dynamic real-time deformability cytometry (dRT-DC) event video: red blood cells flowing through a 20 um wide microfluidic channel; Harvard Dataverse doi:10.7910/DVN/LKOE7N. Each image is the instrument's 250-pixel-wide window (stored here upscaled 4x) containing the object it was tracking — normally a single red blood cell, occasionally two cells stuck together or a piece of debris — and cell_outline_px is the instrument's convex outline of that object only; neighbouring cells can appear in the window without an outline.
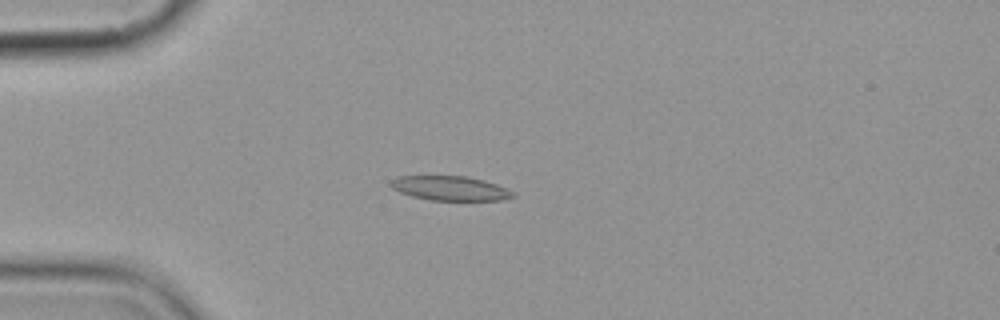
{"species": "common noctule bat (a hibernating species)", "species_latin": "Nyctalus noctula", "temperature_condition": "cold", "stored_images_in_passage": 4, "camera_frame_rate_fps": 3000, "um_per_image_px": 0.085, "animal": {"sex": "female", "body_mass_g": 19.9}, "frame": {"image": 1, "passage_image": 4, "time_ms": 3.333, "image_size_px": [1000, 320], "cell_outline_px": [[516, 196], [500, 200], [428, 200], [412, 196], [400, 192], [392, 188], [388, 184], [396, 176], [468, 176], [484, 180], [496, 184], [516, 192]], "centroid_in_image_um": [38.27, 16.0], "position_along_channel_um": 46.7, "area_um2": 17.51}}